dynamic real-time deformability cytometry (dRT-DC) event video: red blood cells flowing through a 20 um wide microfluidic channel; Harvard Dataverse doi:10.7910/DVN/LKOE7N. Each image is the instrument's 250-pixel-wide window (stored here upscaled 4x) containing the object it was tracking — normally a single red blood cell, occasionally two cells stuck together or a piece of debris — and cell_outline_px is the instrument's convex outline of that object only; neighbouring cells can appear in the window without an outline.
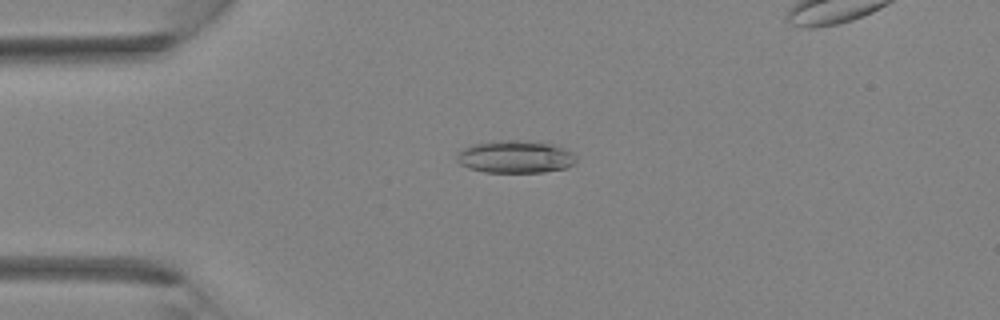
{"species": "Egyptian fruit bat (a non-hibernating species)", "species_latin": "Rousettus aegyptiacus", "temperature_condition": "room temperature", "stored_images_in_passage": 36, "camera_frame_rate_fps": 3000, "um_per_image_px": 0.085, "animal": {"sex": "female"}, "frame": {"image": 1, "passage_image": 9, "time_ms": 2.667, "image_size_px": [1000, 320], "cell_outline_px": [[576, 160], [572, 164], [564, 168], [544, 172], [484, 172], [468, 168], [460, 164], [456, 160], [456, 156], [464, 148], [472, 144], [500, 140], [520, 140], [552, 144], [564, 148], [572, 152], [576, 156]], "centroid_in_image_um": [43.79, 13.33], "position_along_channel_um": 41.2, "area_um2": 22.54}}
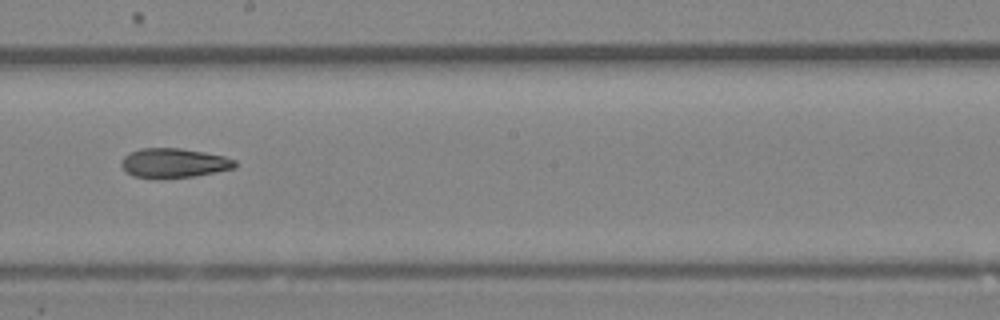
{"frame": {"image": 2, "passage_image": 21, "time_ms": 6.667, "image_size_px": [1000, 320], "cell_outline_px": [[236, 168], [192, 176], [156, 180], [132, 176], [120, 164], [120, 160], [124, 156], [140, 148], [180, 148], [204, 152], [224, 156], [236, 160]], "centroid_in_image_um": [14.75, 13.87], "position_along_channel_um": 233.4, "area_um2": 19.71}}
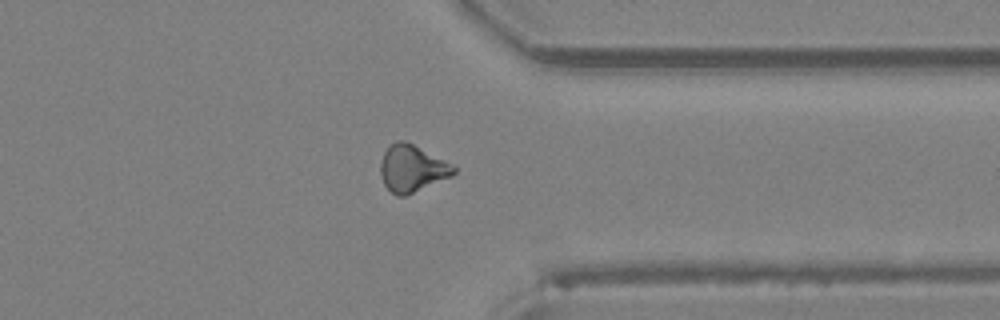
{"frame": {"image": 3, "passage_image": 29, "time_ms": 9.333, "image_size_px": [1000, 320], "cell_outline_px": [[456, 172], [452, 176], [404, 196], [396, 196], [384, 184], [380, 172], [380, 164], [384, 152], [392, 144], [400, 140], [404, 140], [456, 164]], "centroid_in_image_um": [35.07, 14.31], "position_along_channel_um": 376.3, "area_um2": 20.0}}